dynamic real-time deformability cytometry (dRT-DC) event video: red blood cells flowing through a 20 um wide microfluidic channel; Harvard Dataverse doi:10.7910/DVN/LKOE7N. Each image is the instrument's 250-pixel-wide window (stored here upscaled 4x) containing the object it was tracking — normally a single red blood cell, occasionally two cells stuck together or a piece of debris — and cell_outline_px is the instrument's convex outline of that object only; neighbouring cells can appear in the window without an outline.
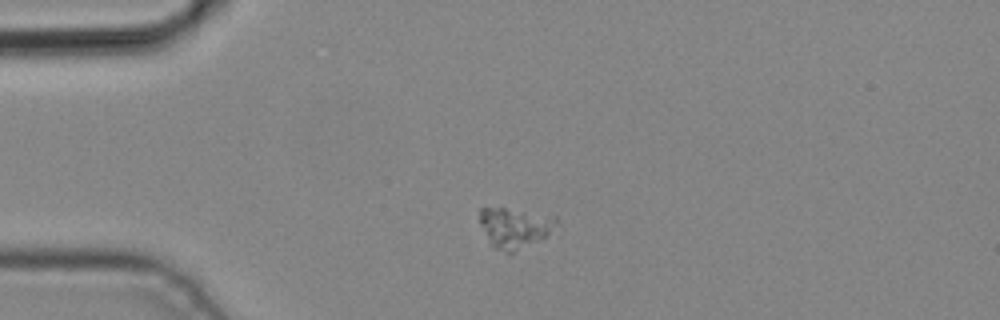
{"species": "common noctule bat (a hibernating species)", "species_latin": "Nyctalus noctula", "temperature_condition": "cold", "stored_images_in_passage": 2, "camera_frame_rate_fps": 3000, "um_per_image_px": 0.085, "animal": {"sex": "male", "body_mass_g": 19.2, "forearm_length_mm": 51.8}, "frame": {"image": 1, "passage_image": 1, "time_ms": 0.0, "image_size_px": [1000, 320], "cell_outline_px": [[560, 220], [540, 240], [512, 252], [508, 252], [496, 248], [492, 244], [480, 224], [480, 208], [504, 208], [556, 216]], "centroid_in_image_um": [43.76, 19.32], "position_along_channel_um": 41.2, "area_um2": 17.34}}